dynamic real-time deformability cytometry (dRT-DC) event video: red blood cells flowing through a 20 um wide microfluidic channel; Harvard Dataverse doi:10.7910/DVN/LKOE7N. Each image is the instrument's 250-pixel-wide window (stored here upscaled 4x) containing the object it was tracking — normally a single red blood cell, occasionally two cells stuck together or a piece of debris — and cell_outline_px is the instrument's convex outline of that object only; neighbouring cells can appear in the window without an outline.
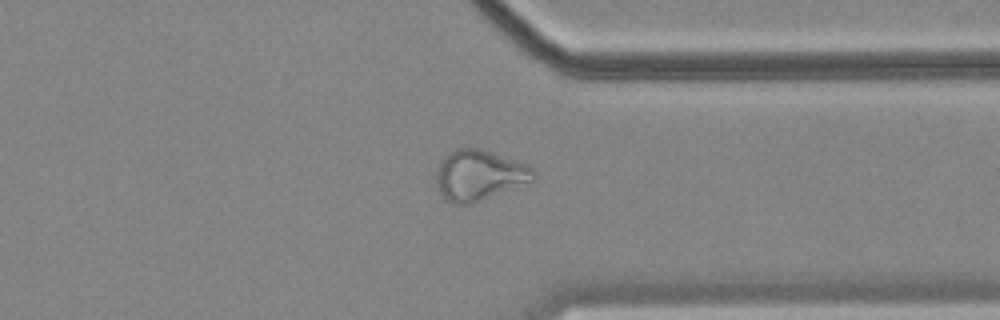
{"species": "common noctule bat (a hibernating species)", "species_latin": "Nyctalus noctula", "temperature_condition": "cold", "stored_images_in_passage": 47, "camera_frame_rate_fps": 3000, "um_per_image_px": 0.085, "animal": {"sex": "female", "body_mass_g": 18.4}, "frame": {"image": 1, "passage_image": 34, "time_ms": 11.0, "image_size_px": [1000, 320], "cell_outline_px": [[536, 180], [472, 204], [452, 204], [444, 200], [436, 184], [436, 172], [440, 160], [448, 152], [456, 148], [480, 148], [524, 164], [532, 168], [536, 172]], "centroid_in_image_um": [40.7, 14.91], "position_along_channel_um": 370.7, "area_um2": 28.78}}
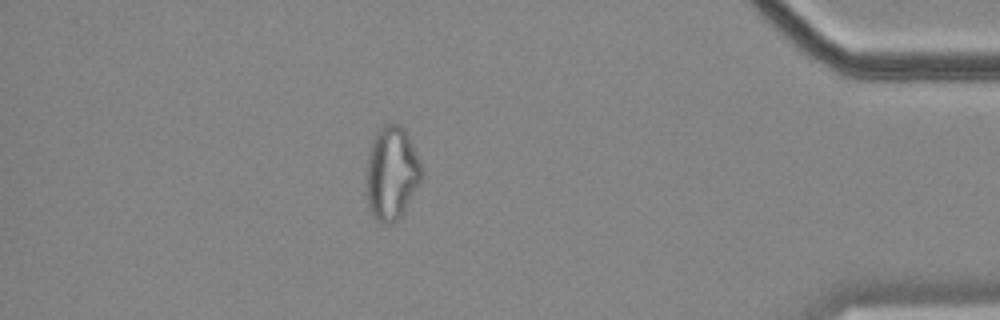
{"frame": {"image": 2, "passage_image": 40, "time_ms": 13.0, "image_size_px": [1000, 320], "cell_outline_px": [[424, 176], [404, 212], [392, 224], [388, 224], [376, 220], [368, 208], [364, 192], [364, 180], [368, 152], [372, 140], [376, 132], [384, 124], [400, 124], [404, 128], [408, 136], [420, 164]], "centroid_in_image_um": [33.24, 14.75], "position_along_channel_um": 402.0, "area_um2": 30.75}, "authors_computed_cell_mechanics": {"area_um2": 28.9, "velocity_mm_per_s": 3.5552, "shape_relaxation_time_tau1_ms": null, "shape_relaxation_time_tau2_ms": 2.8459, "deformation_change_tau1": null, "deformation_change_tau2": 0.1016}}